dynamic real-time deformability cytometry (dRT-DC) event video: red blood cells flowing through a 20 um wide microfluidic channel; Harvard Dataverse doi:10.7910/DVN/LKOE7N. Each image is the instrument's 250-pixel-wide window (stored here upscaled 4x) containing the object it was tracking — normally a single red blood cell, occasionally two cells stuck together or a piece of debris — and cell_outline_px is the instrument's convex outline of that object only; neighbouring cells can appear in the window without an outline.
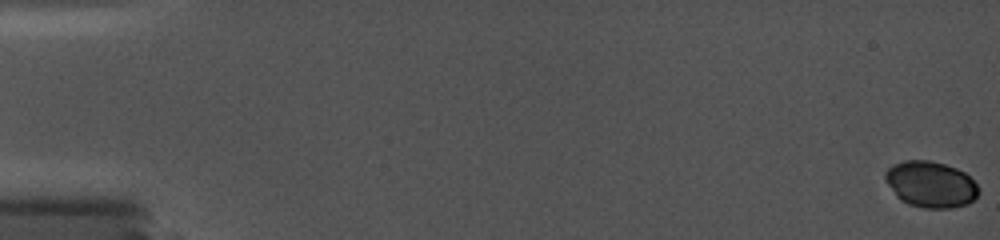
{"species": "common noctule bat (a hibernating species)", "species_latin": "Nyctalus noctula", "temperature_condition": "cold", "stored_images_in_passage": 30, "camera_frame_rate_fps": 5000, "um_per_image_px": 0.085, "animal": {"sex": "female", "body_mass_g": 19.0, "forearm_length_mm": 56.7}, "frame": {"image": 1, "passage_image": 1, "time_ms": 0.0, "image_size_px": [1000, 240], "cell_outline_px": [[980, 192], [968, 204], [952, 208], [924, 208], [908, 204], [900, 200], [896, 196], [884, 180], [884, 172], [892, 164], [904, 160], [928, 160], [944, 164], [956, 168], [964, 172], [980, 188]], "centroid_in_image_um": [79.08, 15.67], "position_along_channel_um": 5.9, "area_um2": 25.32}}
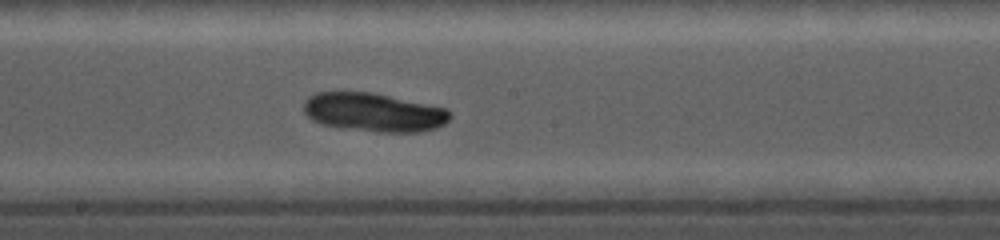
{"frame": {"image": 2, "passage_image": 19, "time_ms": 10.2, "image_size_px": [1000, 240], "cell_outline_px": [[452, 116], [444, 124], [436, 128], [420, 132], [380, 132], [340, 128], [324, 124], [312, 120], [304, 112], [304, 100], [308, 96], [316, 92], [372, 92], [448, 108], [452, 112]], "centroid_in_image_um": [31.79, 9.54], "position_along_channel_um": 216.4, "area_um2": 33.23}}
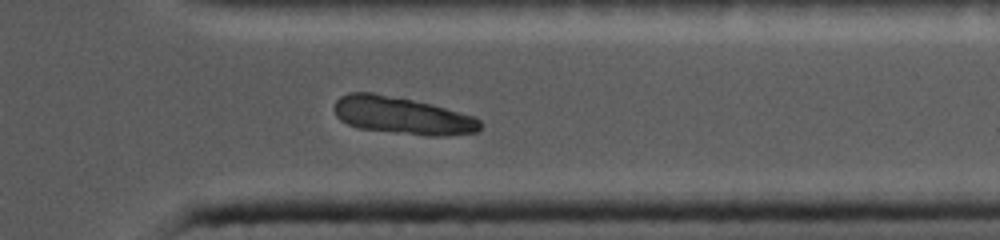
{"frame": {"image": 3, "passage_image": 30, "time_ms": 14.4, "image_size_px": [1000, 240], "cell_outline_px": [[480, 132], [444, 136], [428, 136], [356, 128], [340, 120], [336, 116], [332, 108], [336, 100], [340, 96], [348, 92], [372, 92], [432, 104], [476, 116], [480, 120]], "centroid_in_image_um": [34.18, 9.82], "position_along_channel_um": 377.2, "area_um2": 32.14}}